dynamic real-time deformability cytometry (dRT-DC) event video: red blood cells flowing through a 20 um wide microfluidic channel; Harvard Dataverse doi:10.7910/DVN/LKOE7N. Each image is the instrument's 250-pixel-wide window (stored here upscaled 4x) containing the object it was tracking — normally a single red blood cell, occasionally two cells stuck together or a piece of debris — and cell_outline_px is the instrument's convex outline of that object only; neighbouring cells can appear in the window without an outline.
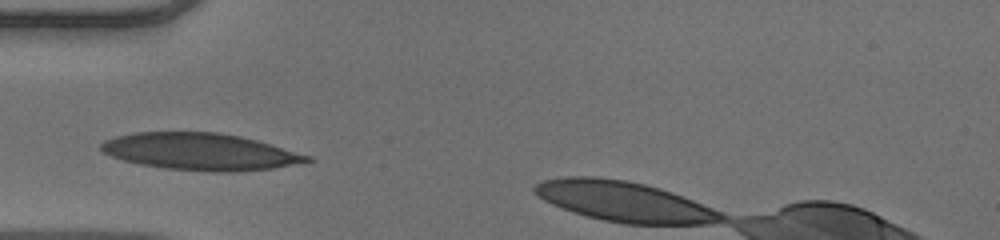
{"species": "human", "species_latin": "Homo sapiens", "temperature_condition": "warm", "stored_images_in_passage": 26, "camera_frame_rate_fps": 3000, "um_per_image_px": 0.085, "donor": {"sex": "male"}, "frame": {"image": 1, "passage_image": 1, "time_ms": 0.0, "image_size_px": [1000, 240], "cell_outline_px": [[316, 160], [272, 168], [240, 172], [212, 172], [164, 168], [140, 164], [124, 160], [112, 156], [104, 152], [100, 148], [100, 144], [104, 140], [116, 136], [136, 132], [220, 132], [240, 136], [256, 140], [312, 156]], "centroid_in_image_um": [17.04, 12.89], "position_along_channel_um": 68.0, "area_um2": 44.33}}
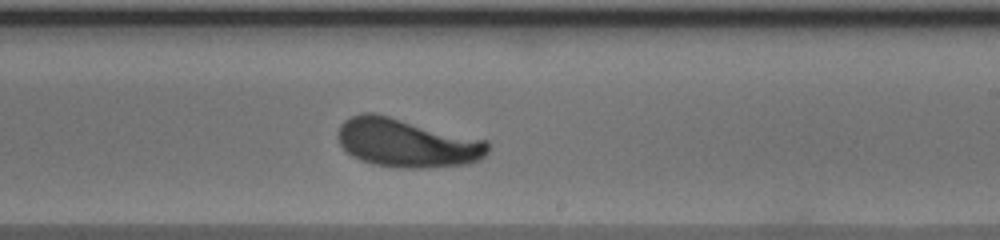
{"frame": {"image": 2, "passage_image": 15, "time_ms": 4.667, "image_size_px": [1000, 240], "cell_outline_px": [[488, 152], [480, 160], [472, 164], [420, 168], [400, 168], [372, 164], [360, 160], [352, 156], [340, 144], [336, 136], [340, 124], [344, 120], [360, 112], [376, 112], [488, 140]], "centroid_in_image_um": [34.58, 12.13], "position_along_channel_um": 254.4, "area_um2": 43.23}}
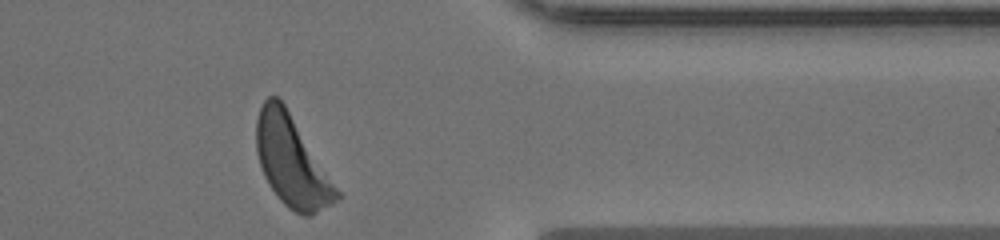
{"frame": {"image": 3, "passage_image": 26, "time_ms": 8.333, "image_size_px": [1000, 240], "cell_outline_px": [[344, 196], [332, 204], [312, 216], [304, 216], [288, 208], [276, 196], [268, 184], [264, 176], [256, 152], [256, 120], [260, 108], [264, 100], [268, 96], [276, 96], [284, 104]], "centroid_in_image_um": [24.82, 13.76], "position_along_channel_um": 386.6, "area_um2": 42.37}, "authors_computed_cell_mechanics": {"area_um2": 41.7894, "velocity_mm_per_s": 4.0037, "shape_relaxation_time_tau1_ms": 2.9328, "shape_relaxation_time_tau2_ms": 3.0186, "deformation_change_tau1": 0.1817, "deformation_change_tau2": 0.0809}}